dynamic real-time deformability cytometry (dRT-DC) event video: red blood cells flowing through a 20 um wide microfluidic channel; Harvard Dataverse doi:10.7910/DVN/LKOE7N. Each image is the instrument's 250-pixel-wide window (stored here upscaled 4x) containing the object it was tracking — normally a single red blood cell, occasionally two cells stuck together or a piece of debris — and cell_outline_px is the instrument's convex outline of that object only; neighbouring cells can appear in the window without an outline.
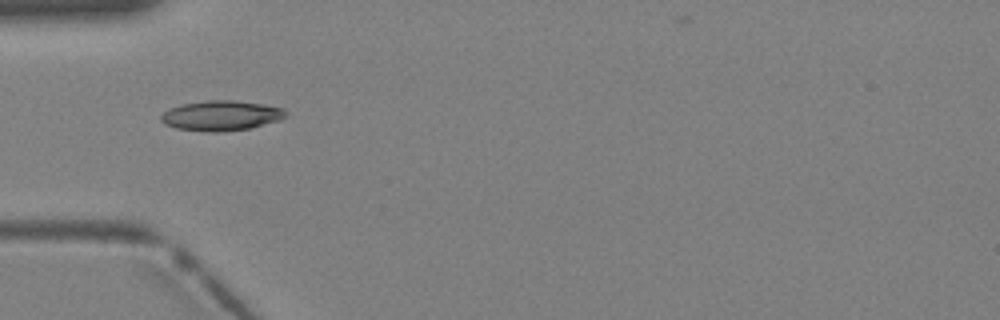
{"species": "Egyptian fruit bat (a non-hibernating species)", "species_latin": "Rousettus aegyptiacus", "temperature_condition": "warm", "stored_images_in_passage": 4, "camera_frame_rate_fps": 3000, "um_per_image_px": 0.085, "animal": {"sex": "female"}, "frame": {"image": 1, "passage_image": 3, "time_ms": 0.667, "image_size_px": [1000, 320], "cell_outline_px": [[288, 116], [252, 128], [216, 132], [212, 132], [176, 128], [164, 124], [160, 120], [160, 116], [164, 112], [172, 108], [184, 104], [208, 100], [236, 100], [284, 108], [288, 112]], "centroid_in_image_um": [18.81, 9.83], "position_along_channel_um": 66.2, "area_um2": 21.62}}
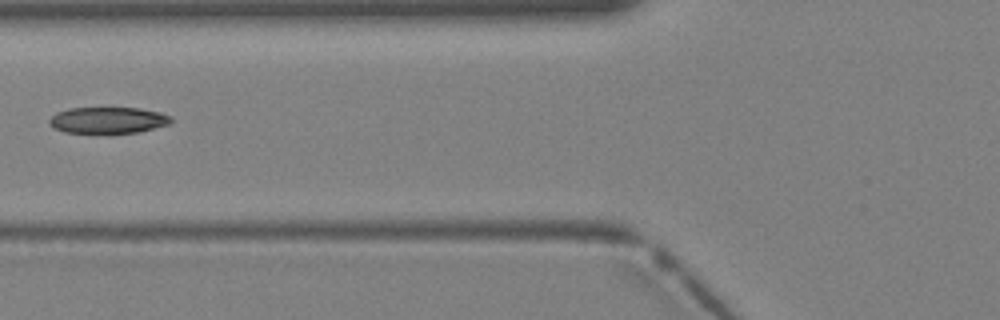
{"frame": {"image": 2, "passage_image": 4, "time_ms": 1.0, "image_size_px": [1000, 320], "cell_outline_px": [[172, 120], [168, 124], [140, 132], [64, 132], [48, 124], [48, 120], [56, 112], [68, 108], [140, 108], [160, 112], [172, 116]], "centroid_in_image_um": [9.18, 10.2], "position_along_channel_um": 116.6, "area_um2": 18.5}}